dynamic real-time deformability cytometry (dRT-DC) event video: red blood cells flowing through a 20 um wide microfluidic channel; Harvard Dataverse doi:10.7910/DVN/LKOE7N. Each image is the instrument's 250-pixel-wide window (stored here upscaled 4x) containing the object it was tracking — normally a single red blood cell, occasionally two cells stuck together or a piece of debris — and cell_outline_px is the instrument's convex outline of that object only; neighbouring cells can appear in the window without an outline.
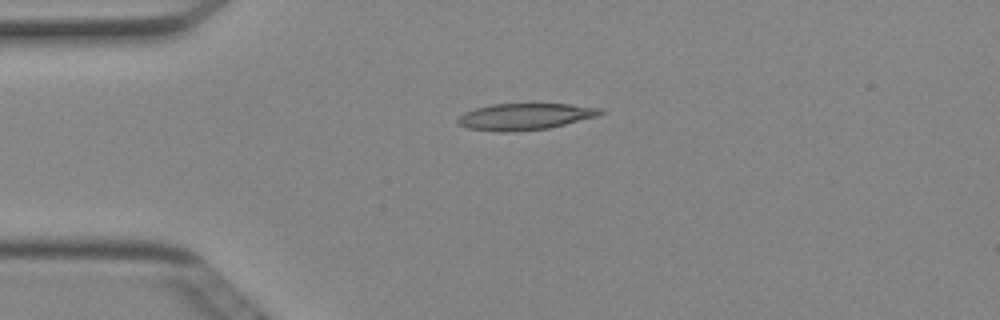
{"species": "Egyptian fruit bat (a non-hibernating species)", "species_latin": "Rousettus aegyptiacus", "temperature_condition": "cold", "stored_images_in_passage": 38, "camera_frame_rate_fps": 3000, "um_per_image_px": 0.085, "animal": {"sex": "female"}, "frame": {"image": 1, "passage_image": 1, "time_ms": 0.0, "image_size_px": [1000, 320], "cell_outline_px": [[604, 112], [596, 116], [548, 128], [508, 132], [500, 132], [468, 128], [460, 124], [456, 120], [464, 112], [476, 108], [492, 104], [568, 104], [604, 108]], "centroid_in_image_um": [44.62, 9.9], "position_along_channel_um": 40.4, "area_um2": 21.79}}
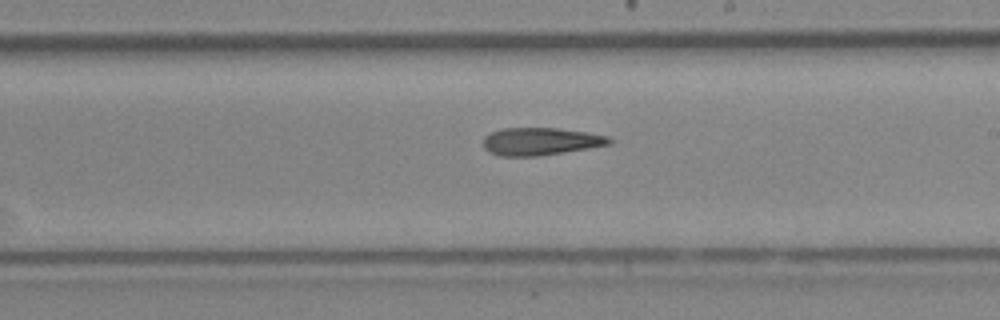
{"frame": {"image": 2, "passage_image": 18, "time_ms": 5.667, "image_size_px": [1000, 320], "cell_outline_px": [[612, 144], [564, 152], [536, 156], [500, 156], [488, 152], [484, 148], [484, 136], [492, 132], [504, 128], [556, 128], [588, 132], [608, 136], [612, 140]], "centroid_in_image_um": [45.95, 12.02], "position_along_channel_um": 243.1, "area_um2": 20.23}}
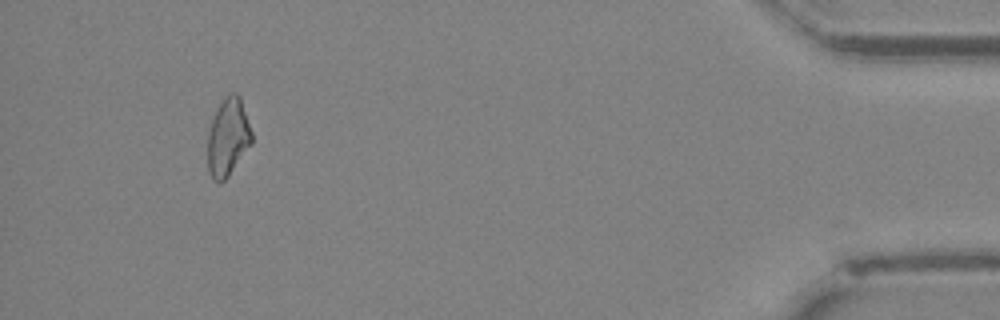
{"frame": {"image": 3, "passage_image": 36, "time_ms": 11.667, "image_size_px": [1000, 320], "cell_outline_px": [[252, 144], [228, 176], [220, 184], [212, 180], [208, 172], [208, 132], [212, 120], [224, 96], [228, 92], [236, 92], [240, 96], [252, 132]], "centroid_in_image_um": [19.38, 11.68], "position_along_channel_um": 415.8, "area_um2": 20.11}}